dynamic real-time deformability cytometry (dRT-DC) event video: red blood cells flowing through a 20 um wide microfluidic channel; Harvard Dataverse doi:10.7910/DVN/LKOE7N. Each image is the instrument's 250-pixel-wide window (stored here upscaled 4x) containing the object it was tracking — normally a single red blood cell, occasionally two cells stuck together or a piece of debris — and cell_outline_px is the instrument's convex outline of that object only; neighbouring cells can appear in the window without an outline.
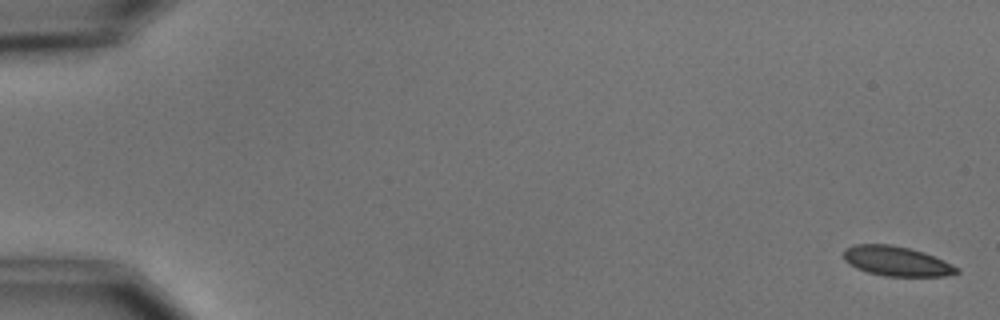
{"species": "common noctule bat (a hibernating species)", "species_latin": "Nyctalus noctula", "temperature_condition": "cold", "stored_images_in_passage": 6, "camera_frame_rate_fps": 3000, "um_per_image_px": 0.085, "animal": {"sex": "male", "body_mass_g": 15.6}, "frame": {"image": 1, "passage_image": 1, "time_ms": 0.0, "image_size_px": [1000, 320], "cell_outline_px": [[960, 272], [944, 276], [884, 276], [868, 272], [856, 268], [848, 264], [844, 260], [844, 248], [856, 244], [892, 244], [924, 252], [952, 264], [960, 268]], "centroid_in_image_um": [76.19, 22.2], "position_along_channel_um": 8.8, "area_um2": 19.65}}
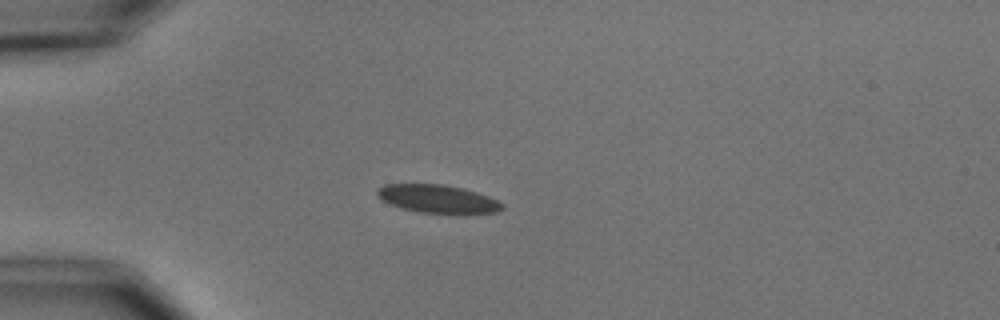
{"frame": {"image": 2, "passage_image": 5, "time_ms": 4.667, "image_size_px": [1000, 320], "cell_outline_px": [[504, 208], [496, 212], [420, 212], [400, 208], [376, 196], [376, 188], [384, 184], [444, 184], [464, 188], [488, 196], [504, 204]], "centroid_in_image_um": [37.15, 16.87], "position_along_channel_um": 47.8, "area_um2": 20.11}}